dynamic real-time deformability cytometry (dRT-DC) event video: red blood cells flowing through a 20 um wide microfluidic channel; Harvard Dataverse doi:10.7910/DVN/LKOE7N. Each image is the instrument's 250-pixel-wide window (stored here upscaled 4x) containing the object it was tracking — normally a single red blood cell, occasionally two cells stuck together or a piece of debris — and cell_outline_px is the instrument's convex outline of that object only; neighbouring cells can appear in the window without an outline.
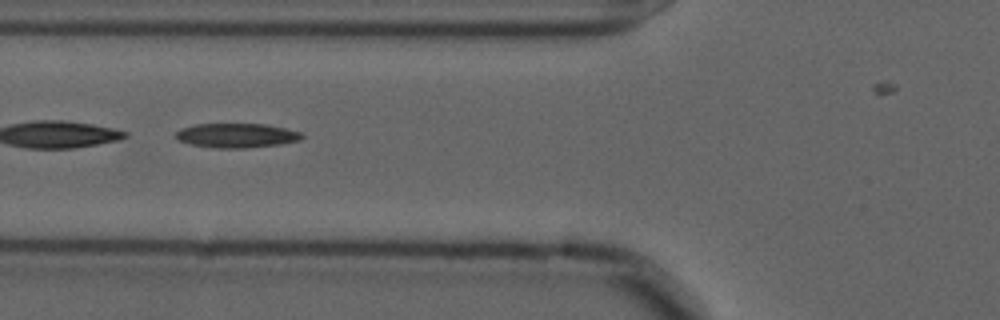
{"species": "common noctule bat (a hibernating species)", "species_latin": "Nyctalus noctula", "temperature_condition": "cold", "stored_images_in_passage": 47, "camera_frame_rate_fps": 3000, "um_per_image_px": 0.085, "animal": {"sex": "male", "forearm_length_mm": 52.5}, "frame": {"image": 1, "passage_image": 20, "time_ms": 6.333, "image_size_px": [1000, 320], "cell_outline_px": [[304, 136], [300, 140], [284, 144], [244, 148], [216, 148], [192, 144], [180, 140], [176, 136], [176, 132], [184, 128], [196, 124], [264, 124], [288, 128], [304, 132]], "centroid_in_image_um": [20.23, 11.51], "position_along_channel_um": 105.6, "area_um2": 17.92}}
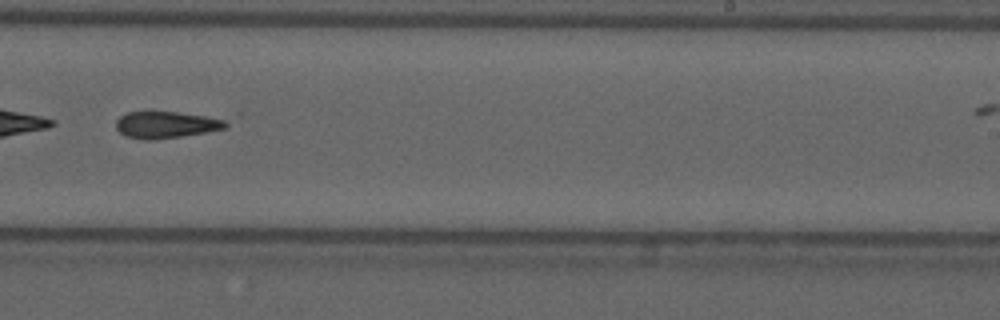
{"frame": {"image": 2, "passage_image": 34, "time_ms": 11.0, "image_size_px": [1000, 320], "cell_outline_px": [[228, 128], [180, 136], [152, 140], [144, 140], [128, 136], [120, 132], [116, 128], [116, 120], [120, 116], [128, 112], [176, 112], [204, 116], [224, 120], [228, 124]], "centroid_in_image_um": [14.09, 10.6], "position_along_channel_um": 274.9, "area_um2": 16.76}}
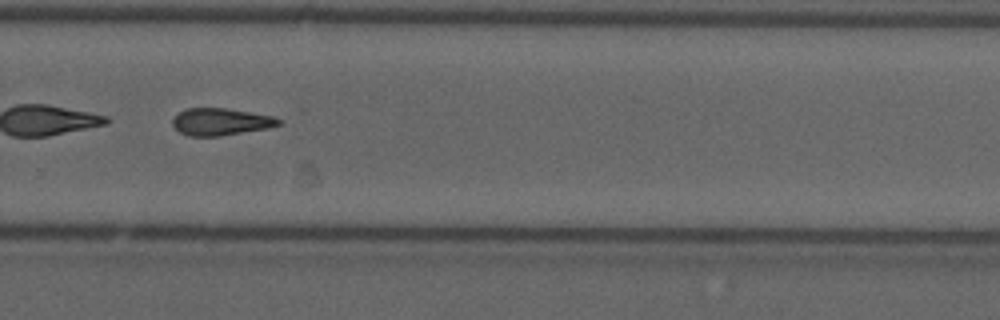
{"frame": {"image": 3, "passage_image": 37, "time_ms": 12.0, "image_size_px": [1000, 320], "cell_outline_px": [[280, 124], [268, 128], [220, 136], [188, 136], [180, 132], [172, 124], [172, 120], [180, 112], [188, 108], [224, 108], [272, 116], [280, 120]], "centroid_in_image_um": [18.74, 10.36], "position_along_channel_um": 311.1, "area_um2": 16.47}}